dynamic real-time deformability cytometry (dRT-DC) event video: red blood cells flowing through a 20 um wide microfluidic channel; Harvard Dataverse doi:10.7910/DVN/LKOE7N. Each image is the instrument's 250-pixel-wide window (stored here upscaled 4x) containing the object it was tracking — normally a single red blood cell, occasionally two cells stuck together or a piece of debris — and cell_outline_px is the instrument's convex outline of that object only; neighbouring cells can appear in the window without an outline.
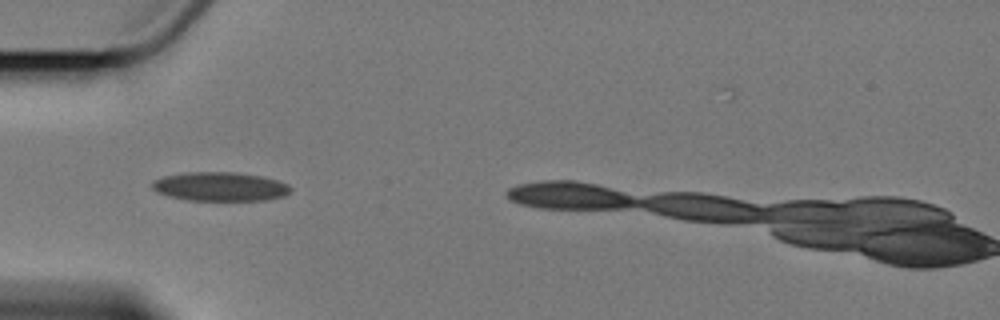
{"species": "Egyptian fruit bat (a non-hibernating species)", "species_latin": "Rousettus aegyptiacus", "temperature_condition": "cold", "stored_images_in_passage": 4, "camera_frame_rate_fps": 3000, "um_per_image_px": 0.085, "animal": {"sex": "female"}, "frame": {"image": 1, "passage_image": 2, "time_ms": 1.333, "image_size_px": [1000, 320], "cell_outline_px": [[292, 188], [284, 196], [264, 200], [188, 200], [168, 196], [156, 192], [152, 188], [152, 180], [164, 176], [188, 172], [232, 172], [260, 176], [276, 180], [288, 184]], "centroid_in_image_um": [18.67, 15.86], "position_along_channel_um": 66.3, "area_um2": 23.24}}